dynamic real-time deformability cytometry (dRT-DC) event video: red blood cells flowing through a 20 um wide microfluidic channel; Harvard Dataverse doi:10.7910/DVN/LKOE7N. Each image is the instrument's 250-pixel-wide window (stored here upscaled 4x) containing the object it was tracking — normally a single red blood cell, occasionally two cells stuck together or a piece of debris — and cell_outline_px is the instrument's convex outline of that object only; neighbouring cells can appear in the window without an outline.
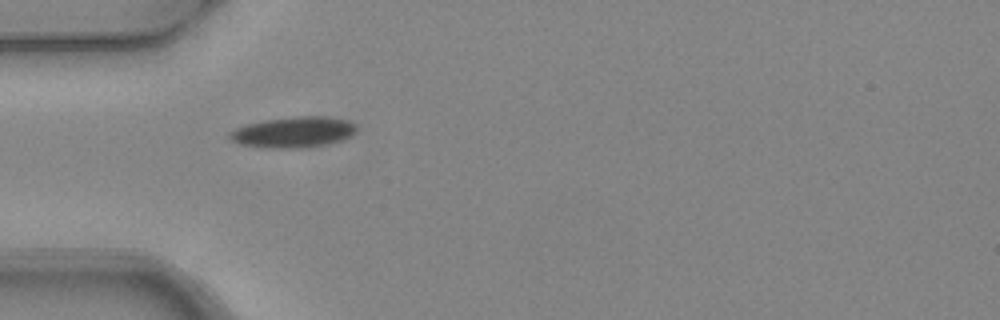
{"species": "common noctule bat (a hibernating species)", "species_latin": "Nyctalus noctula", "temperature_condition": "warm", "stored_images_in_passage": 5, "camera_frame_rate_fps": 3000, "um_per_image_px": 0.085, "animal": {"sex": "female", "body_mass_g": 24.6, "forearm_length_mm": 56.2}, "frame": {"image": 1, "passage_image": 1, "time_ms": 0.0, "image_size_px": [1000, 320], "cell_outline_px": [[356, 132], [344, 140], [328, 144], [304, 148], [264, 148], [240, 144], [232, 140], [228, 136], [228, 132], [236, 128], [248, 124], [264, 120], [296, 116], [320, 116], [348, 120], [356, 124]], "centroid_in_image_um": [24.96, 11.24], "position_along_channel_um": 60.0, "area_um2": 22.95}}
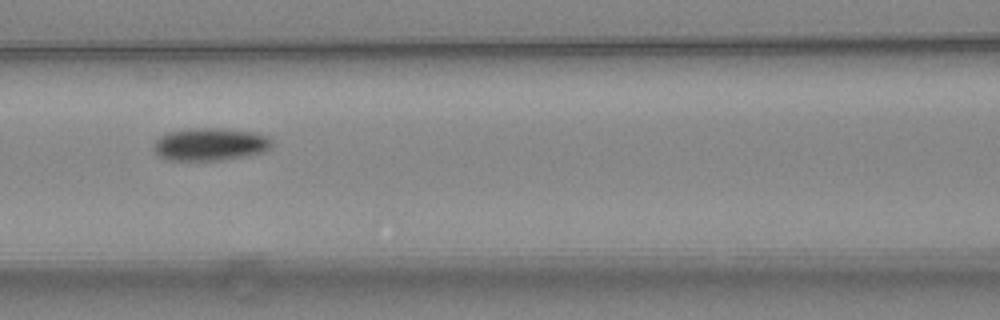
{"frame": {"image": 2, "passage_image": 3, "time_ms": 0.667, "image_size_px": [1000, 320], "cell_outline_px": [[272, 148], [264, 152], [248, 156], [224, 160], [168, 160], [160, 156], [152, 148], [152, 144], [160, 136], [168, 132], [188, 128], [220, 128], [256, 132], [268, 136], [272, 140]], "centroid_in_image_um": [17.89, 12.26], "position_along_channel_um": 148.7, "area_um2": 22.89}}
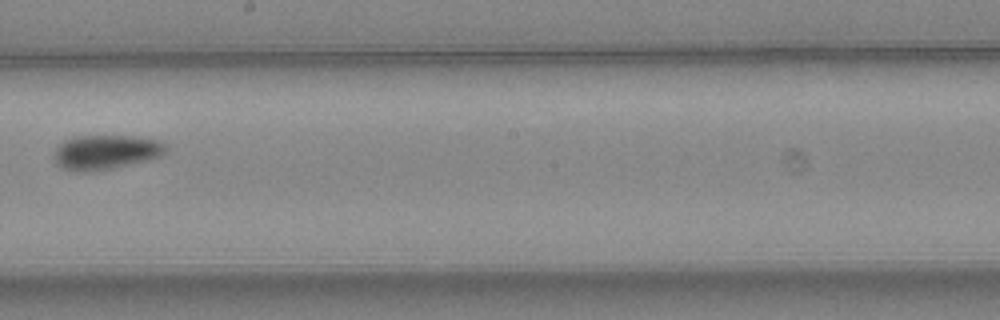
{"frame": {"image": 3, "passage_image": 5, "time_ms": 1.333, "image_size_px": [1000, 320], "cell_outline_px": [[168, 152], [160, 156], [148, 160], [112, 168], [92, 172], [72, 172], [56, 164], [56, 148], [64, 140], [72, 136], [132, 136], [160, 140], [168, 148]], "centroid_in_image_um": [9.01, 12.93], "position_along_channel_um": 239.2, "area_um2": 22.6}}